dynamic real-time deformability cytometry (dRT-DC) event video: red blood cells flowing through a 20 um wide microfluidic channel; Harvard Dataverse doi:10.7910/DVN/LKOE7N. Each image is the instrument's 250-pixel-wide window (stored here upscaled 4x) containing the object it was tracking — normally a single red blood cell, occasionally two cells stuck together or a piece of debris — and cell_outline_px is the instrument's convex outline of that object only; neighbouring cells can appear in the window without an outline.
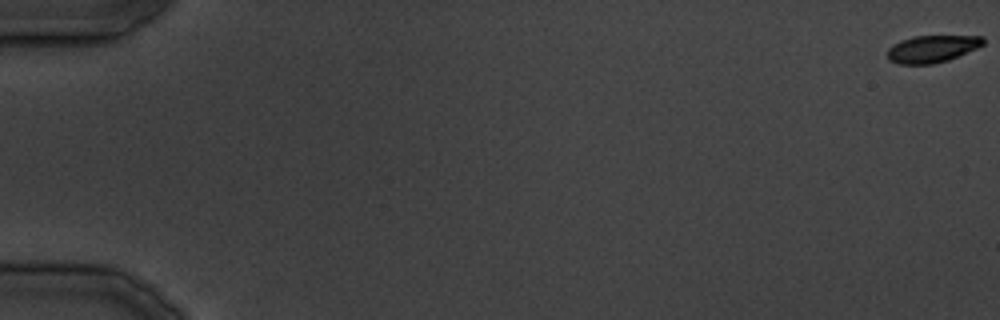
{"species": "common noctule bat (a hibernating species)", "species_latin": "Nyctalus noctula", "temperature_condition": "cold", "stored_images_in_passage": 35, "camera_frame_rate_fps": 3000, "um_per_image_px": 0.085, "animal": {"sex": "male", "body_mass_g": 19.5, "forearm_length_mm": 54.6}, "frame": {"image": 1, "passage_image": 1, "time_ms": 0.0, "image_size_px": [1000, 320], "cell_outline_px": [[984, 44], [976, 48], [948, 60], [932, 64], [900, 64], [888, 60], [888, 48], [892, 44], [900, 40], [912, 36], [984, 36]], "centroid_in_image_um": [79.19, 4.14], "position_along_channel_um": 5.8, "area_um2": 15.14}}
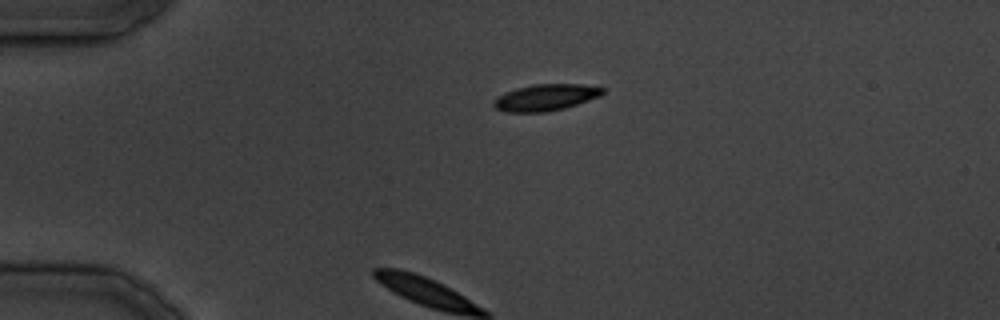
{"frame": {"image": 2, "passage_image": 10, "time_ms": 11.0, "image_size_px": [1000, 320], "cell_outline_px": [[604, 92], [600, 96], [564, 108], [544, 112], [504, 112], [496, 108], [492, 104], [504, 92], [516, 88], [536, 84], [580, 84], [604, 88]], "centroid_in_image_um": [46.37, 8.28], "position_along_channel_um": 38.6, "area_um2": 16.59}}